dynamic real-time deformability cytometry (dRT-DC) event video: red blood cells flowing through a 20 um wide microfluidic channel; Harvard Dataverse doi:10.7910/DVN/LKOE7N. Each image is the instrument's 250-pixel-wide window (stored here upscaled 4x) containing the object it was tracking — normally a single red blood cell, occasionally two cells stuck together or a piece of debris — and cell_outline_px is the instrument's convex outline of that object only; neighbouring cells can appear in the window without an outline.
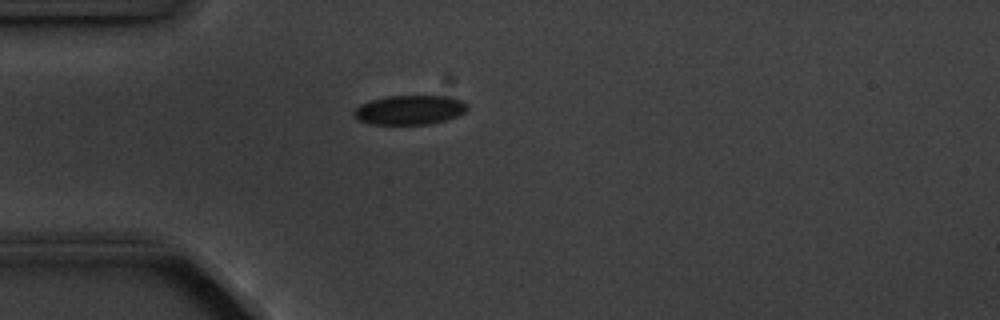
{"species": "common noctule bat (a hibernating species)", "species_latin": "Nyctalus noctula", "temperature_condition": "cold", "stored_images_in_passage": 3, "camera_frame_rate_fps": 3000, "um_per_image_px": 0.085, "animal": {"sex": "male", "body_mass_g": 20.1, "forearm_length_mm": 53.5}, "frame": {"image": 1, "passage_image": 3, "time_ms": 2.333, "image_size_px": [1000, 320], "cell_outline_px": [[468, 108], [464, 112], [456, 116], [432, 124], [372, 124], [356, 120], [352, 116], [352, 112], [360, 104], [372, 100], [388, 96], [444, 96], [460, 100], [468, 104]], "centroid_in_image_um": [34.77, 9.35], "position_along_channel_um": 50.2, "area_um2": 19.36}}